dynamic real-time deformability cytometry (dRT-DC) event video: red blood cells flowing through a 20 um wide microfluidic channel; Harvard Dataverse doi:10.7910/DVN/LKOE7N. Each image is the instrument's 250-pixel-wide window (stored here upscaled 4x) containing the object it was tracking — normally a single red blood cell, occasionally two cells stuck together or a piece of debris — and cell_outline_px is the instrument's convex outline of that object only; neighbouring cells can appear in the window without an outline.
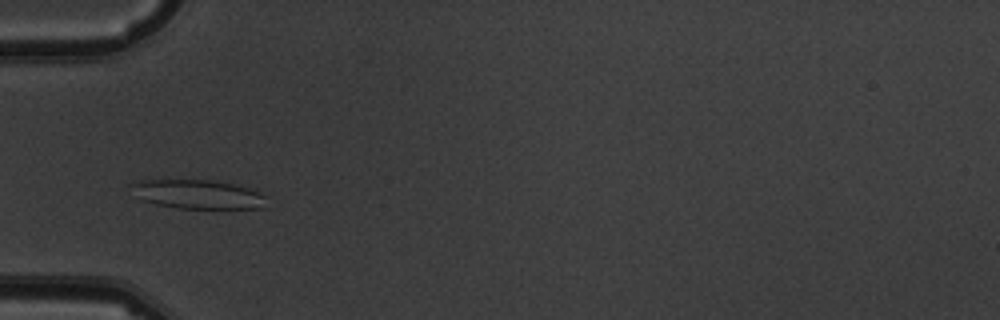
{"species": "common noctule bat (a hibernating species)", "species_latin": "Nyctalus noctula", "temperature_condition": "warm", "stored_images_in_passage": 13, "camera_frame_rate_fps": 3000, "um_per_image_px": 0.085, "animal": {"sex": "male", "body_mass_g": 19.5, "forearm_length_mm": 54.6}, "frame": {"image": 1, "passage_image": 3, "time_ms": 3.333, "image_size_px": [1000, 320], "cell_outline_px": [[264, 196], [260, 208], [176, 208], [156, 204], [140, 200], [128, 184], [140, 180], [212, 180], [236, 184], [256, 188]], "centroid_in_image_um": [16.77, 16.49], "position_along_channel_um": 68.2, "area_um2": 22.89}}
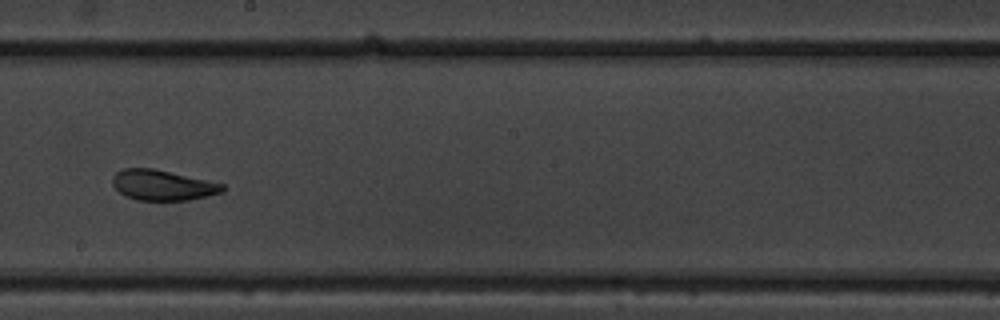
{"frame": {"image": 2, "passage_image": 7, "time_ms": 8.0, "image_size_px": [1000, 320], "cell_outline_px": [[224, 192], [188, 200], [136, 200], [124, 196], [112, 184], [112, 176], [116, 172], [124, 168], [152, 168], [208, 180], [224, 184]], "centroid_in_image_um": [13.8, 15.74], "position_along_channel_um": 234.4, "area_um2": 19.48}}
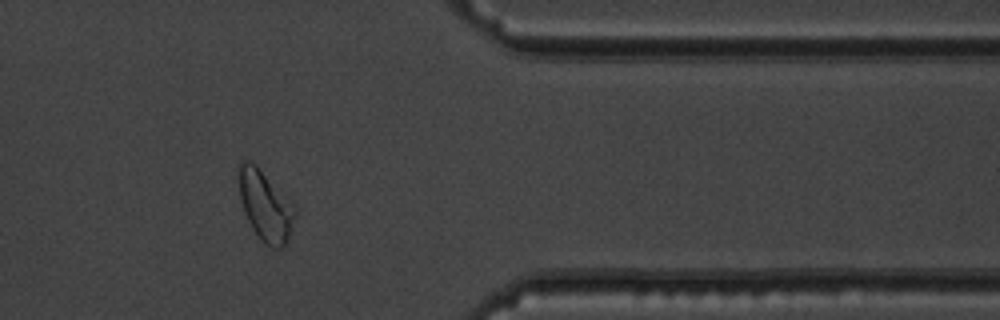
{"frame": {"image": 3, "passage_image": 11, "time_ms": 12.667, "image_size_px": [1000, 320], "cell_outline_px": [[296, 216], [284, 248], [272, 248], [264, 244], [260, 240], [252, 228], [244, 212], [240, 196], [240, 160], [248, 160], [256, 164], [296, 208]], "centroid_in_image_um": [22.57, 17.53], "position_along_channel_um": 388.8, "area_um2": 22.6}, "authors_computed_cell_mechanics": {"area_um2": 21.386, "velocity_mm_per_s": 3.6013, "shape_relaxation_time_tau1_ms": 5.0472, "shape_relaxation_time_tau2_ms": 1.1441, "deformation_change_tau1": 0.149, "deformation_change_tau2": 0.0603}}